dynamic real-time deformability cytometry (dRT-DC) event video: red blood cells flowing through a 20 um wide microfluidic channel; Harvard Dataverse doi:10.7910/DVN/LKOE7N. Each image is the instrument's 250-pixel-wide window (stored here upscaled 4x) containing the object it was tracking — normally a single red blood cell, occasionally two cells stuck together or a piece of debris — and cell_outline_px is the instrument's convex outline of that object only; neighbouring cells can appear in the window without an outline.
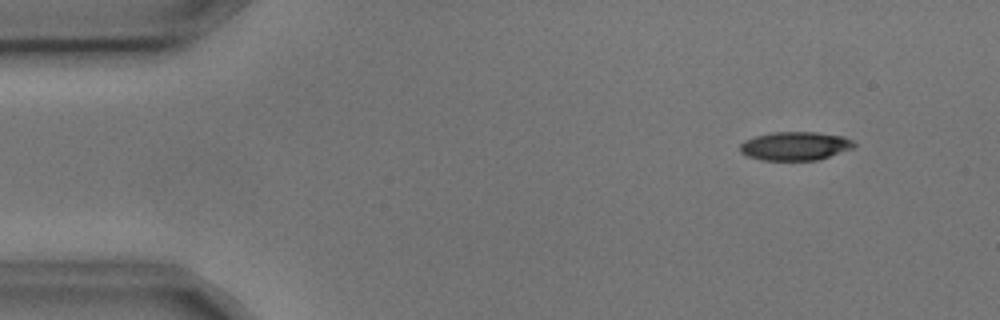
{"species": "common noctule bat (a hibernating species)", "species_latin": "Nyctalus noctula", "temperature_condition": "cold", "stored_images_in_passage": 4, "camera_frame_rate_fps": 3000, "um_per_image_px": 0.085, "animal": {"sex": "male", "body_mass_g": 17.9, "forearm_length_mm": 54.2}, "frame": {"image": 1, "passage_image": 1, "time_ms": 0.0, "image_size_px": [1000, 320], "cell_outline_px": [[856, 148], [820, 160], [764, 160], [748, 156], [740, 152], [740, 144], [744, 140], [756, 136], [772, 132], [816, 132], [844, 136], [852, 140], [856, 144]], "centroid_in_image_um": [67.65, 12.41], "position_along_channel_um": 17.4, "area_um2": 19.25}}